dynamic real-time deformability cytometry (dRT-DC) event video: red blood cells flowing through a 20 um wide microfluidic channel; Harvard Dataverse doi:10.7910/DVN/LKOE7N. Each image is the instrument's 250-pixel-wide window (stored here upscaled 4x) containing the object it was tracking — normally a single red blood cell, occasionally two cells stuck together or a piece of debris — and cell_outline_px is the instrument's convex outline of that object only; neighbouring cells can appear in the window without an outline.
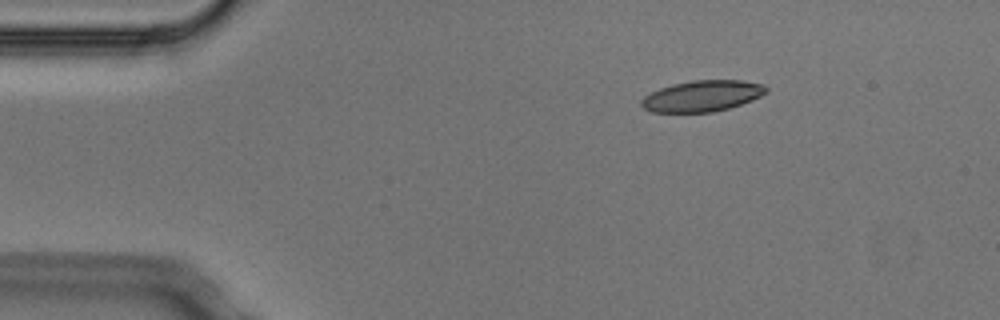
{"species": "Egyptian fruit bat (a non-hibernating species)", "species_latin": "Rousettus aegyptiacus", "temperature_condition": "cold", "stored_images_in_passage": 3, "camera_frame_rate_fps": 3000, "um_per_image_px": 0.085, "animal": {"sex": "male"}, "frame": {"image": 1, "passage_image": 1, "time_ms": 0.0, "image_size_px": [1000, 320], "cell_outline_px": [[768, 92], [752, 100], [728, 108], [712, 112], [652, 112], [644, 108], [640, 104], [640, 100], [644, 96], [660, 88], [672, 84], [692, 80], [744, 80], [764, 84], [768, 88]], "centroid_in_image_um": [59.7, 8.15], "position_along_channel_um": 25.3, "area_um2": 22.66}}
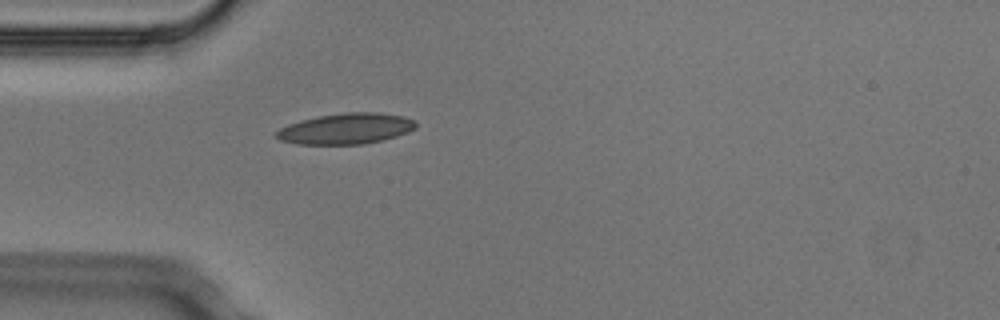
{"frame": {"image": 2, "passage_image": 3, "time_ms": 0.667, "image_size_px": [1000, 320], "cell_outline_px": [[416, 128], [408, 132], [384, 140], [364, 144], [296, 144], [280, 140], [276, 136], [276, 132], [280, 128], [288, 124], [300, 120], [320, 116], [344, 112], [380, 112], [404, 116], [416, 120]], "centroid_in_image_um": [29.44, 10.93], "position_along_channel_um": 55.6, "area_um2": 25.2}}